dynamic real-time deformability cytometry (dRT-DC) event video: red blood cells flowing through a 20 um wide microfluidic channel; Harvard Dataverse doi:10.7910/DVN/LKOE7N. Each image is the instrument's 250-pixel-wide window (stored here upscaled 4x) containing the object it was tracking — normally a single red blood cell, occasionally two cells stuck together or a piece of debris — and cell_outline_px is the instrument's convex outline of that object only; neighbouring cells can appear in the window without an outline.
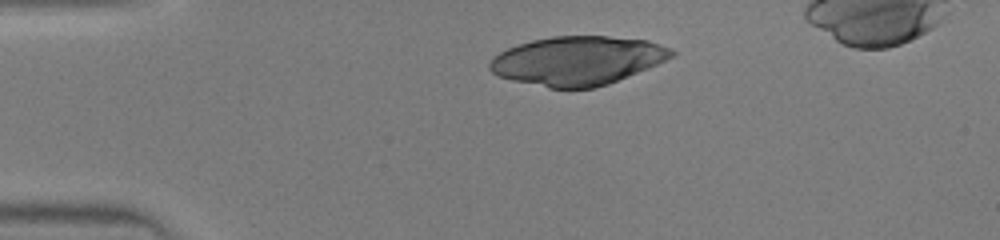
{"species": "human", "species_latin": "Homo sapiens", "temperature_condition": "warm", "stored_images_in_passage": 31, "camera_frame_rate_fps": 3000, "um_per_image_px": 0.085, "donor": {"sex": "male"}, "frame": {"image": 1, "passage_image": 1, "time_ms": 0.0, "image_size_px": [1000, 240], "cell_outline_px": [[676, 56], [648, 68], [608, 84], [596, 88], [548, 88], [512, 80], [496, 76], [488, 68], [488, 64], [500, 52], [508, 48], [532, 40], [552, 36], [608, 36], [648, 40], [672, 48], [676, 52]], "centroid_in_image_um": [49.12, 5.16], "position_along_channel_um": 35.9, "area_um2": 51.85}}
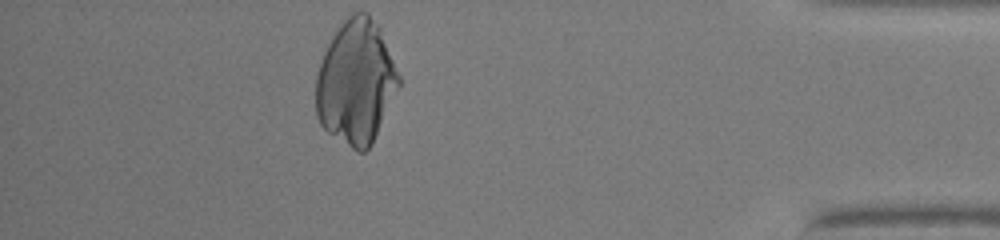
{"frame": {"image": 2, "passage_image": 31, "time_ms": 10.0, "image_size_px": [1000, 240], "cell_outline_px": [[400, 84], [372, 144], [364, 152], [356, 152], [328, 132], [320, 124], [316, 116], [316, 72], [324, 52], [332, 36], [344, 20], [352, 12], [368, 12], [380, 24], [400, 76]], "centroid_in_image_um": [30.26, 6.96], "position_along_channel_um": 404.9, "area_um2": 60.34}}